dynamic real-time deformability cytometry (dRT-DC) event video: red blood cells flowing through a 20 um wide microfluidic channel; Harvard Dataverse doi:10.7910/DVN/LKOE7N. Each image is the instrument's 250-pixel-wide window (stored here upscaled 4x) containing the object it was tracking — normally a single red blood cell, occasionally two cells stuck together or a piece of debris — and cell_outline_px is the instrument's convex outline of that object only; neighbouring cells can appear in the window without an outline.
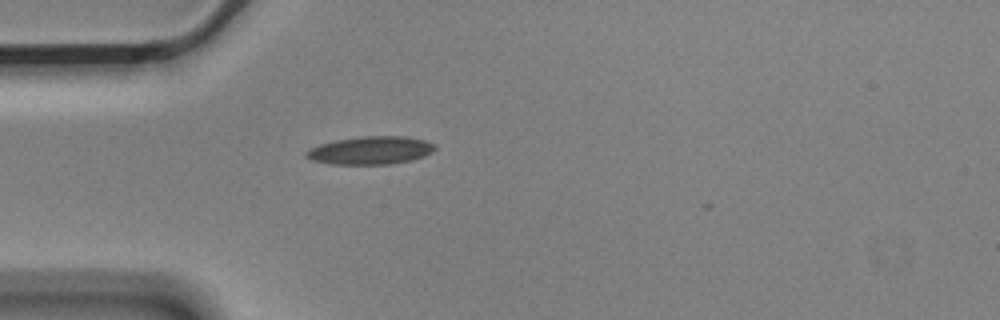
{"species": "Egyptian fruit bat (a non-hibernating species)", "species_latin": "Rousettus aegyptiacus", "temperature_condition": "cold", "stored_images_in_passage": 4, "camera_frame_rate_fps": 3000, "um_per_image_px": 0.085, "animal": {"sex": "male"}, "frame": {"image": 1, "passage_image": 4, "time_ms": 1.0, "image_size_px": [1000, 320], "cell_outline_px": [[436, 148], [432, 152], [424, 156], [412, 160], [388, 164], [332, 164], [312, 160], [304, 156], [304, 152], [320, 144], [336, 140], [364, 136], [404, 136], [424, 140], [436, 144]], "centroid_in_image_um": [31.51, 12.78], "position_along_channel_um": 53.5, "area_um2": 20.92}}